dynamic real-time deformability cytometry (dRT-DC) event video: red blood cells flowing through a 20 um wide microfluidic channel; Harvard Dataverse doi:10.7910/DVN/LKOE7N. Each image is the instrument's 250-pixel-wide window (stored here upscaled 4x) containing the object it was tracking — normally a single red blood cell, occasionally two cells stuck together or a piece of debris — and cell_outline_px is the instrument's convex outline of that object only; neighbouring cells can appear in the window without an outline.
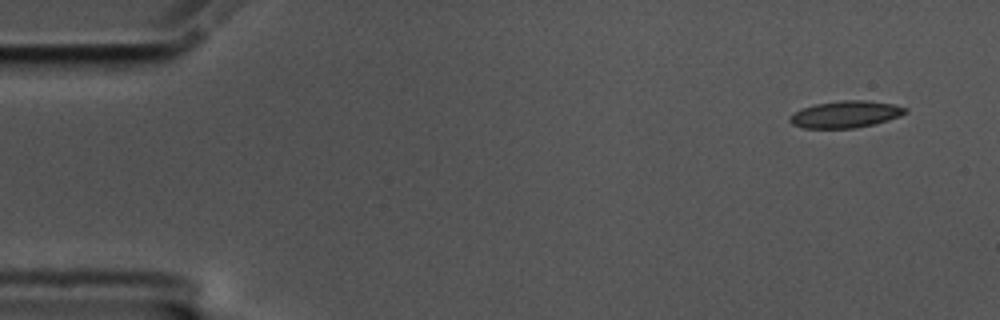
{"species": "common noctule bat (a hibernating species)", "species_latin": "Nyctalus noctula", "temperature_condition": "cold", "stored_images_in_passage": 53, "camera_frame_rate_fps": 3000, "um_per_image_px": 0.085, "animal": {"sex": "male", "body_mass_g": 17.5, "forearm_length_mm": 52.3}, "frame": {"image": 1, "passage_image": 1, "time_ms": 0.0, "image_size_px": [1000, 320], "cell_outline_px": [[908, 112], [900, 116], [888, 120], [856, 128], [804, 128], [792, 124], [788, 120], [788, 116], [792, 112], [800, 108], [816, 104], [840, 100], [864, 100], [892, 104], [908, 108]], "centroid_in_image_um": [71.83, 9.71], "position_along_channel_um": 13.2, "area_um2": 18.21}}
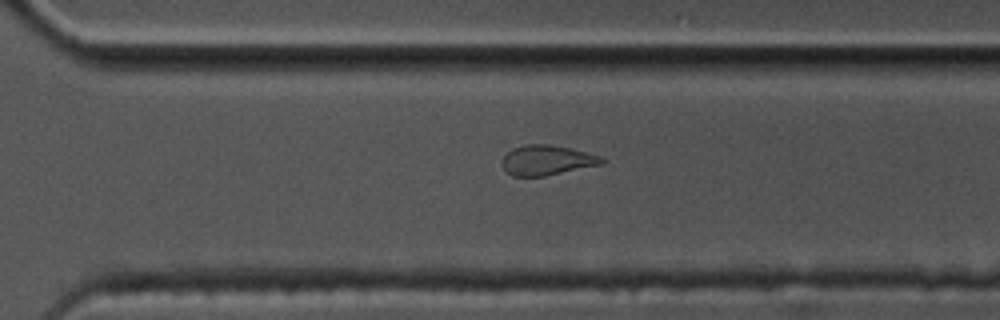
{"frame": {"image": 2, "passage_image": 37, "time_ms": 12.0, "image_size_px": [1000, 320], "cell_outline_px": [[608, 160], [604, 164], [544, 176], [512, 176], [504, 168], [504, 156], [512, 148], [524, 144], [548, 144], [568, 148], [600, 156]], "centroid_in_image_um": [46.52, 13.62], "position_along_channel_um": 324.1, "area_um2": 17.22}}
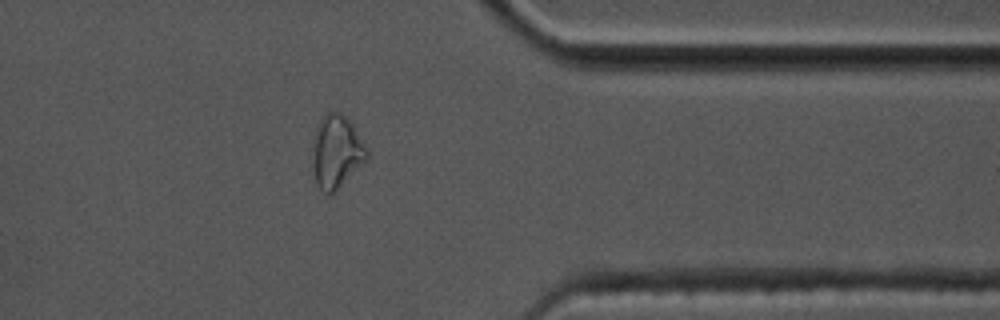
{"frame": {"image": 3, "passage_image": 43, "time_ms": 14.0, "image_size_px": [1000, 320], "cell_outline_px": [[368, 156], [332, 196], [328, 196], [316, 184], [312, 164], [312, 160], [316, 132], [320, 120], [324, 112], [340, 112], [352, 124], [364, 144], [368, 152]], "centroid_in_image_um": [28.58, 12.93], "position_along_channel_um": 382.8, "area_um2": 22.66}}